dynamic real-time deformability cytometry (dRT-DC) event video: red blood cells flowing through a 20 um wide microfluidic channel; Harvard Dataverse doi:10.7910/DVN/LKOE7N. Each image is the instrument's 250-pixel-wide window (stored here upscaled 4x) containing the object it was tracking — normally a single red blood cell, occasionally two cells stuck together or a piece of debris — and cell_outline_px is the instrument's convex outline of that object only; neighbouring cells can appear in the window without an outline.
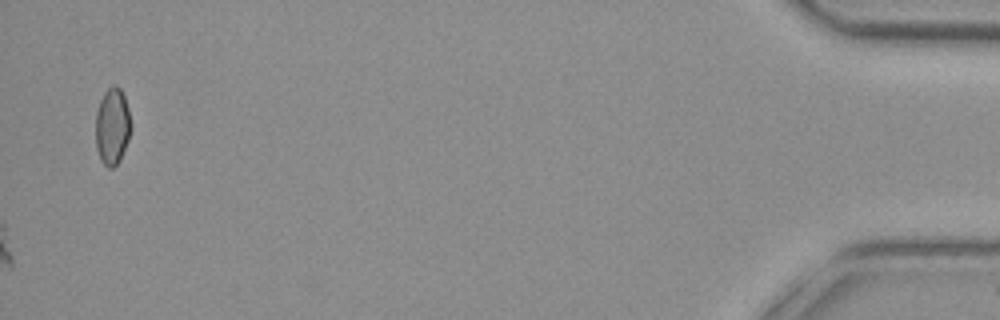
{"species": "common noctule bat (a hibernating species)", "species_latin": "Nyctalus noctula", "temperature_condition": "cold", "stored_images_in_passage": 44, "camera_frame_rate_fps": 3000, "um_per_image_px": 0.085, "animal": {"sex": "female", "body_mass_g": 29.2, "forearm_length_mm": 56.3}, "frame": {"image": 1, "passage_image": 44, "time_ms": 14.333, "image_size_px": [1000, 320], "cell_outline_px": [[132, 128], [128, 140], [120, 160], [112, 168], [108, 168], [100, 160], [96, 148], [96, 112], [100, 100], [104, 92], [112, 84], [116, 84], [120, 88], [124, 96], [128, 108]], "centroid_in_image_um": [9.55, 10.73], "position_along_channel_um": 425.7, "area_um2": 15.95}}